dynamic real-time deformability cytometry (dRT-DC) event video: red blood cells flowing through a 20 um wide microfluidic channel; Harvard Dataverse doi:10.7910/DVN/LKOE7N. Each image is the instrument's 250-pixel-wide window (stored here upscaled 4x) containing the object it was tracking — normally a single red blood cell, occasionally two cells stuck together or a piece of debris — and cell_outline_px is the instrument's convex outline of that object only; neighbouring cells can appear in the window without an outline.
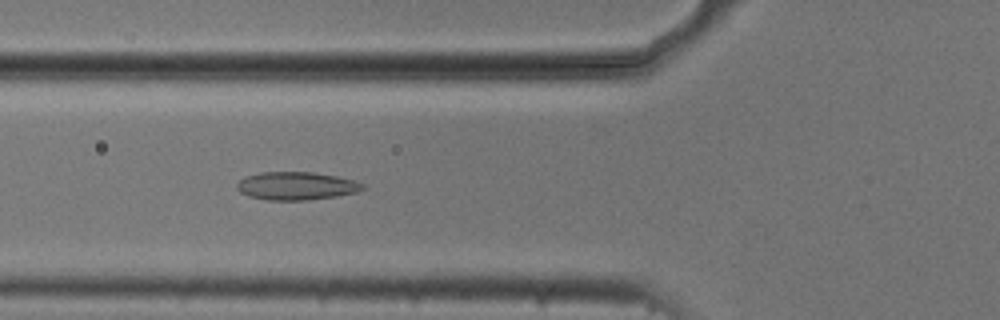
{"species": "common noctule bat (a hibernating species)", "species_latin": "Nyctalus noctula", "temperature_condition": "cold", "stored_images_in_passage": 54, "camera_frame_rate_fps": 3000, "um_per_image_px": 0.085, "animal": {"sex": "male", "body_mass_g": 20.5, "forearm_length_mm": 52.5}, "frame": {"image": 1, "passage_image": 19, "time_ms": 6.0, "image_size_px": [1000, 320], "cell_outline_px": [[368, 188], [356, 192], [336, 196], [308, 200], [268, 200], [248, 196], [240, 192], [236, 188], [236, 184], [244, 176], [260, 172], [312, 172], [336, 176], [352, 180], [364, 184]], "centroid_in_image_um": [25.17, 15.8], "position_along_channel_um": 100.6, "area_um2": 20.63}}
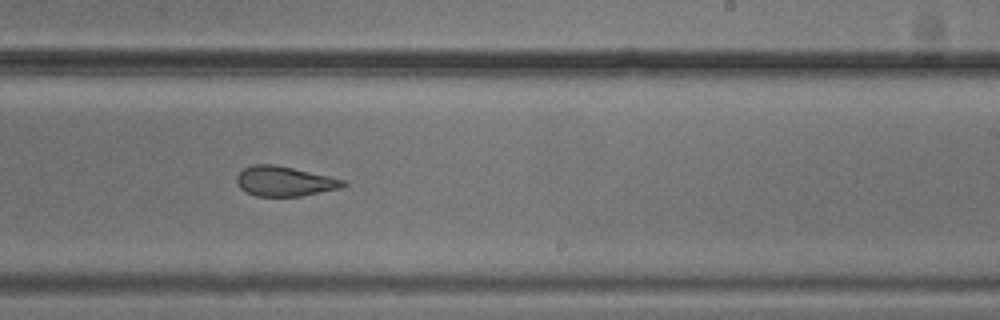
{"frame": {"image": 2, "passage_image": 32, "time_ms": 10.333, "image_size_px": [1000, 320], "cell_outline_px": [[348, 184], [344, 188], [300, 196], [256, 196], [244, 192], [236, 184], [236, 176], [244, 168], [252, 164], [272, 164], [292, 168], [348, 180]], "centroid_in_image_um": [24.21, 15.41], "position_along_channel_um": 264.8, "area_um2": 18.79}}
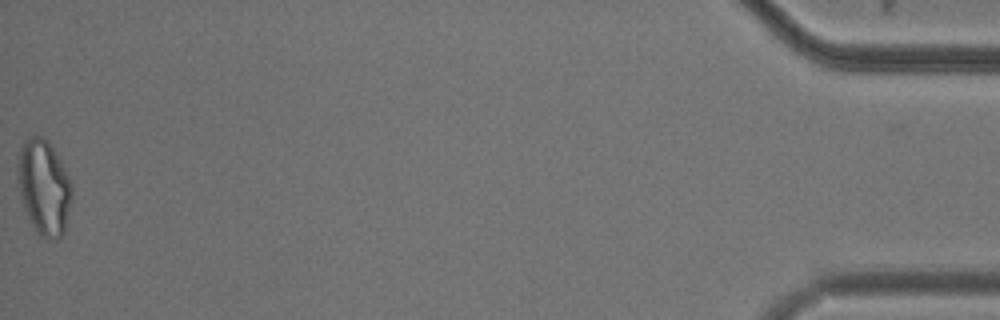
{"frame": {"image": 3, "passage_image": 53, "time_ms": 17.333, "image_size_px": [1000, 320], "cell_outline_px": [[72, 192], [64, 232], [56, 240], [48, 240], [40, 236], [36, 232], [24, 208], [20, 196], [16, 180], [16, 164], [20, 148], [24, 140], [32, 136], [40, 136], [48, 140], [64, 168], [72, 184]], "centroid_in_image_um": [3.69, 15.91], "position_along_channel_um": 431.5, "area_um2": 30.17}, "authors_computed_cell_mechanics": {"area_um2": 21.1837, "velocity_mm_per_s": 3.7764, "shape_relaxation_time_tau1_ms": null, "shape_relaxation_time_tau2_ms": 2.9003, "deformation_change_tau1": null, "deformation_change_tau2": 0.096}}